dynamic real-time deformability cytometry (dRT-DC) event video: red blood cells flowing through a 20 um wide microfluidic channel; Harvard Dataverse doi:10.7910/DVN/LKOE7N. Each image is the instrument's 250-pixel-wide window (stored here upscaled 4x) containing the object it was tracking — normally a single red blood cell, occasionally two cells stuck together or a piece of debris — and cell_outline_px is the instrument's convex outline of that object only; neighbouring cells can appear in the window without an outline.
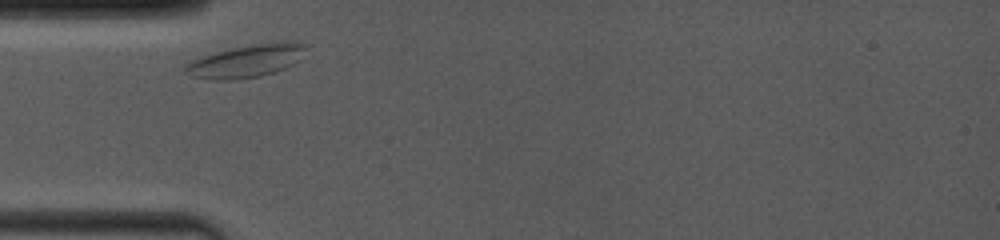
{"species": "common noctule bat (a hibernating species)", "species_latin": "Nyctalus noctula", "temperature_condition": "room temperature", "stored_images_in_passage": 9, "camera_frame_rate_fps": 4000, "um_per_image_px": 0.085, "animal": {"sex": "female", "body_mass_g": 19.0, "forearm_length_mm": 53.3}, "frame": {"image": 1, "passage_image": 1, "time_ms": 0.0, "image_size_px": [1000, 240], "cell_outline_px": [[304, 48], [296, 60], [292, 64], [284, 68], [260, 76], [236, 80], [208, 80], [192, 76], [184, 72], [184, 64], [188, 60], [200, 56], [232, 48], [252, 44], [304, 44]], "centroid_in_image_um": [20.7, 5.25], "position_along_channel_um": 64.3, "area_um2": 22.2}}
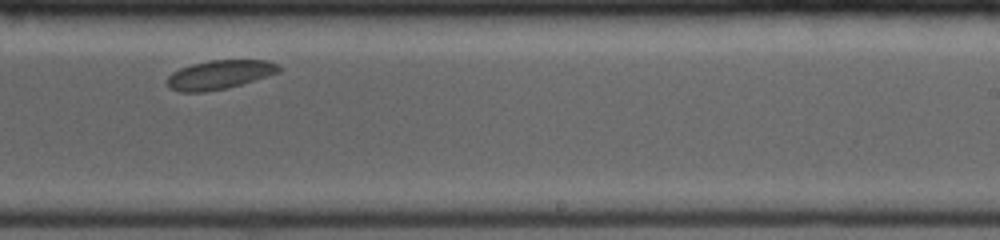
{"frame": {"image": 2, "passage_image": 6, "time_ms": 5.5, "image_size_px": [1000, 240], "cell_outline_px": [[280, 72], [228, 88], [204, 92], [180, 92], [168, 88], [168, 76], [172, 72], [180, 68], [192, 64], [208, 60], [268, 60], [276, 64], [280, 68]], "centroid_in_image_um": [18.63, 6.35], "position_along_channel_um": 270.4, "area_um2": 18.84}}
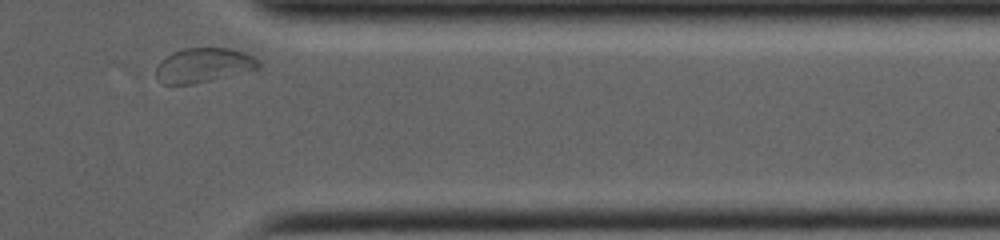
{"frame": {"image": 3, "passage_image": 9, "time_ms": 8.75, "image_size_px": [1000, 240], "cell_outline_px": [[260, 68], [192, 84], [164, 84], [156, 76], [156, 68], [160, 60], [172, 52], [184, 48], [232, 48], [244, 52], [260, 60]], "centroid_in_image_um": [17.29, 5.52], "position_along_channel_um": 394.1, "area_um2": 20.46}}